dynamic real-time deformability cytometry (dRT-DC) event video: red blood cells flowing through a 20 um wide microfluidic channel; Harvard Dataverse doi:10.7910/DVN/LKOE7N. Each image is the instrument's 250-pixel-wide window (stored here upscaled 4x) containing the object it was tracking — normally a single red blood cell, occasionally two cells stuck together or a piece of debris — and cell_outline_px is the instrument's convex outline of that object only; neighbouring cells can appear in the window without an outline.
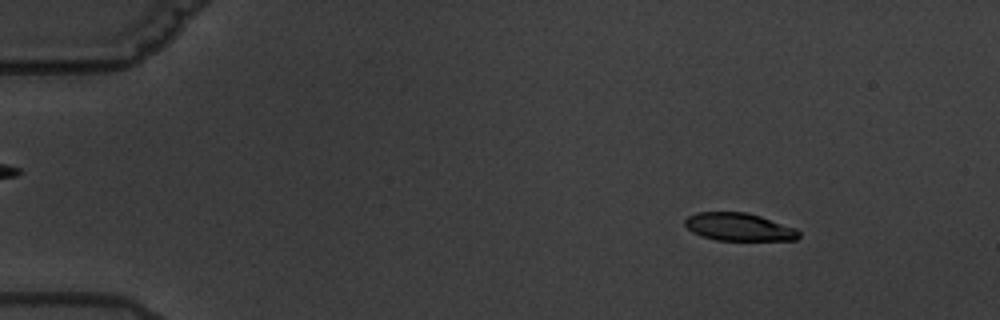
{"species": "common noctule bat (a hibernating species)", "species_latin": "Nyctalus noctula", "temperature_condition": "warm", "stored_images_in_passage": 5, "camera_frame_rate_fps": 3000, "um_per_image_px": 0.085, "animal": {"sex": "male", "body_mass_g": 19.5, "forearm_length_mm": 54.6}, "frame": {"image": 1, "passage_image": 2, "time_ms": 1.0, "image_size_px": [1000, 320], "cell_outline_px": [[800, 236], [796, 240], [716, 240], [700, 236], [692, 232], [684, 224], [684, 220], [688, 216], [696, 212], [748, 212], [796, 228], [800, 232]], "centroid_in_image_um": [62.8, 19.29], "position_along_channel_um": 22.2, "area_um2": 18.55}}
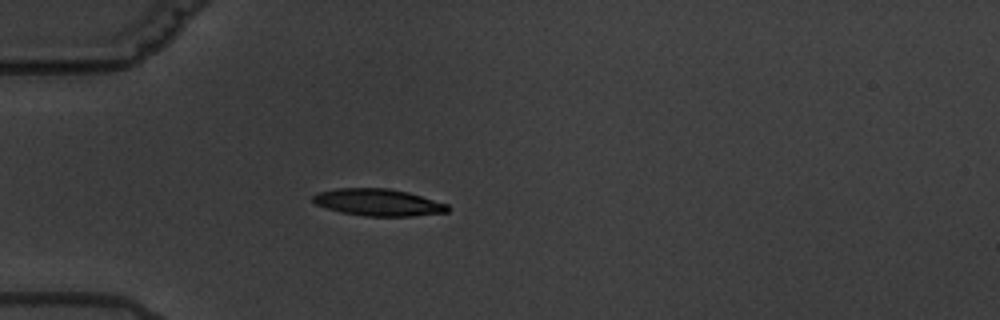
{"frame": {"image": 2, "passage_image": 5, "time_ms": 4.333, "image_size_px": [1000, 320], "cell_outline_px": [[452, 208], [448, 212], [412, 216], [364, 216], [340, 212], [316, 204], [312, 200], [312, 196], [320, 192], [336, 188], [388, 188], [408, 192], [448, 204]], "centroid_in_image_um": [32.18, 17.2], "position_along_channel_um": 52.8, "area_um2": 21.21}}